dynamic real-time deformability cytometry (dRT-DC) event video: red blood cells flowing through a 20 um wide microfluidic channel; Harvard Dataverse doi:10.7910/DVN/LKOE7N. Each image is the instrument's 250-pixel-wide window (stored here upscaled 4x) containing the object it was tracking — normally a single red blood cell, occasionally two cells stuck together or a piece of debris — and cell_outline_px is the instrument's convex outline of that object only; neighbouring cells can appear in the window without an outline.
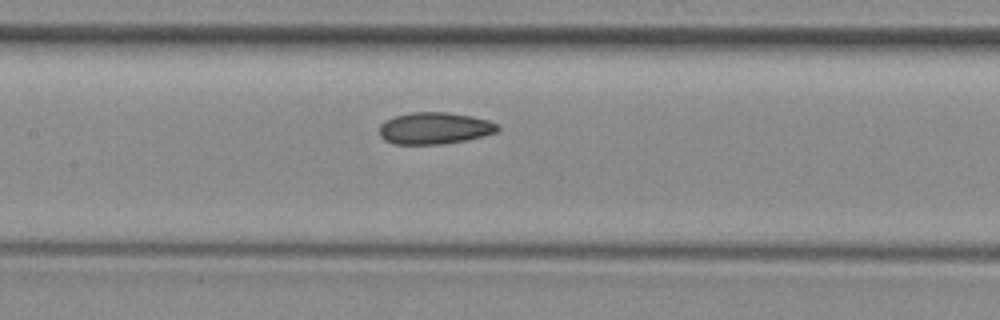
{"species": "common noctule bat (a hibernating species)", "species_latin": "Nyctalus noctula", "temperature_condition": "room temperature", "stored_images_in_passage": 5, "camera_frame_rate_fps": 3000, "um_per_image_px": 0.085, "animal": {"sex": "female", "body_mass_g": 29.2, "forearm_length_mm": 56.3}, "frame": {"image": 1, "passage_image": 5, "time_ms": 4.667, "image_size_px": [1000, 320], "cell_outline_px": [[500, 128], [496, 132], [484, 136], [444, 144], [392, 144], [384, 140], [380, 136], [380, 124], [384, 120], [396, 116], [412, 112], [444, 112], [472, 116], [488, 120], [496, 124]], "centroid_in_image_um": [36.91, 10.9], "position_along_channel_um": 170.5, "area_um2": 21.91}}